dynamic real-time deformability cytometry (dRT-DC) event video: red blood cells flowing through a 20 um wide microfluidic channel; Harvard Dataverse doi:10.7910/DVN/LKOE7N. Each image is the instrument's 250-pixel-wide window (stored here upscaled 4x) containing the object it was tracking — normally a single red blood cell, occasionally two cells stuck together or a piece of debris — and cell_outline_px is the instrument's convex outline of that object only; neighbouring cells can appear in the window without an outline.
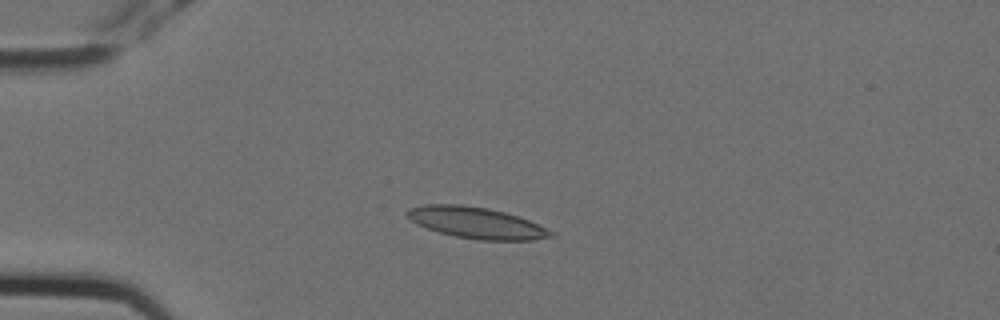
{"species": "Egyptian fruit bat (a non-hibernating species)", "species_latin": "Rousettus aegyptiacus", "temperature_condition": "cold", "stored_images_in_passage": 7, "camera_frame_rate_fps": 3000, "um_per_image_px": 0.085, "animal": {"sex": "female"}, "frame": {"image": 1, "passage_image": 3, "time_ms": 0.667, "image_size_px": [1000, 320], "cell_outline_px": [[556, 236], [532, 240], [480, 240], [456, 236], [440, 232], [416, 224], [404, 212], [412, 208], [424, 204], [460, 204], [488, 208], [504, 212], [528, 220], [556, 232]], "centroid_in_image_um": [40.53, 18.94], "position_along_channel_um": 44.5, "area_um2": 26.01}}
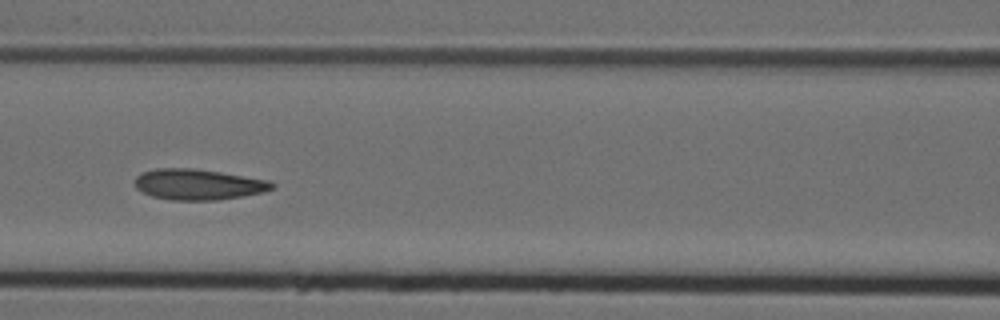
{"frame": {"image": 2, "passage_image": 6, "time_ms": 1.667, "image_size_px": [1000, 320], "cell_outline_px": [[276, 184], [272, 188], [264, 192], [244, 196], [216, 200], [172, 200], [152, 196], [136, 188], [136, 176], [140, 172], [156, 168], [196, 168], [268, 180]], "centroid_in_image_um": [16.85, 15.67], "position_along_channel_um": 149.8, "area_um2": 24.57}}
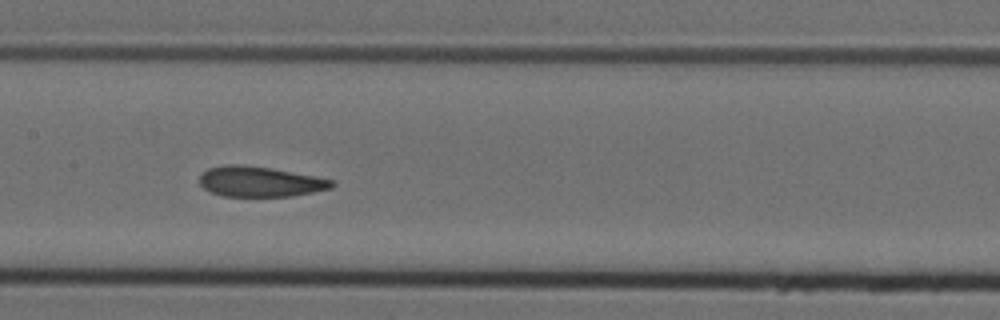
{"frame": {"image": 3, "passage_image": 7, "time_ms": 2.0, "image_size_px": [1000, 320], "cell_outline_px": [[336, 184], [332, 188], [292, 196], [220, 196], [204, 188], [200, 184], [200, 172], [208, 168], [228, 164], [236, 164], [268, 168], [336, 180]], "centroid_in_image_um": [22.09, 15.44], "position_along_channel_um": 185.3, "area_um2": 23.24}}